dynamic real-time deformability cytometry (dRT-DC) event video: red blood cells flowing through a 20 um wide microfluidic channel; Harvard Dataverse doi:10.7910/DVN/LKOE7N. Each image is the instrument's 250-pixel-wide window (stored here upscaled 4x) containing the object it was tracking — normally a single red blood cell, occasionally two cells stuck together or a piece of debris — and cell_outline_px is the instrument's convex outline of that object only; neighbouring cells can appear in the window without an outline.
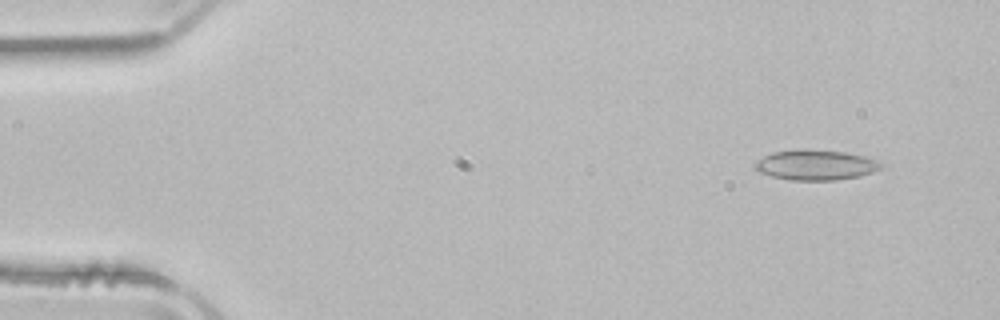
{"species": "common noctule bat (a hibernating species)", "species_latin": "Nyctalus noctula", "temperature_condition": "room temperature", "stored_images_in_passage": 49, "camera_frame_rate_fps": 3000, "um_per_image_px": 0.085, "animal": {"sex": "male", "body_mass_g": 21.5, "forearm_length_mm": 52.0}, "frame": {"image": 1, "passage_image": 2, "time_ms": 0.333, "image_size_px": [1000, 320], "cell_outline_px": [[884, 168], [860, 176], [836, 180], [792, 180], [772, 176], [760, 172], [752, 168], [752, 164], [756, 160], [772, 152], [800, 148], [804, 148], [844, 152], [864, 156], [880, 160], [884, 164]], "centroid_in_image_um": [69.34, 14.01], "position_along_channel_um": 15.7, "area_um2": 22.66}}
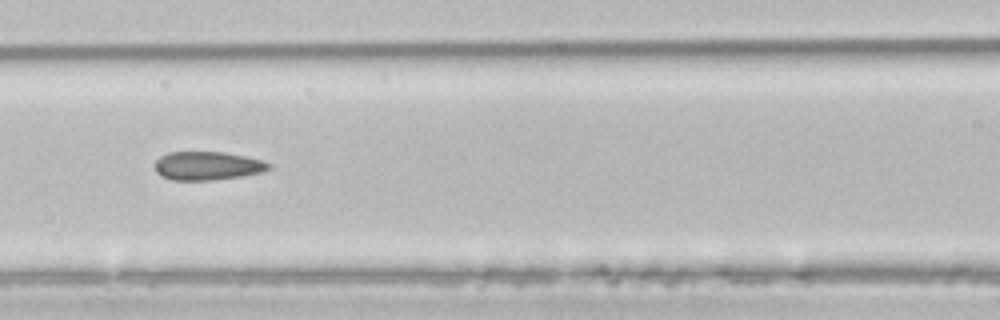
{"frame": {"image": 2, "passage_image": 20, "time_ms": 6.333, "image_size_px": [1000, 320], "cell_outline_px": [[272, 168], [260, 172], [240, 176], [212, 180], [172, 180], [160, 176], [156, 172], [156, 160], [160, 156], [168, 152], [224, 152], [244, 156], [260, 160], [272, 164]], "centroid_in_image_um": [17.61, 14.09], "position_along_channel_um": 149.0, "area_um2": 18.84}}
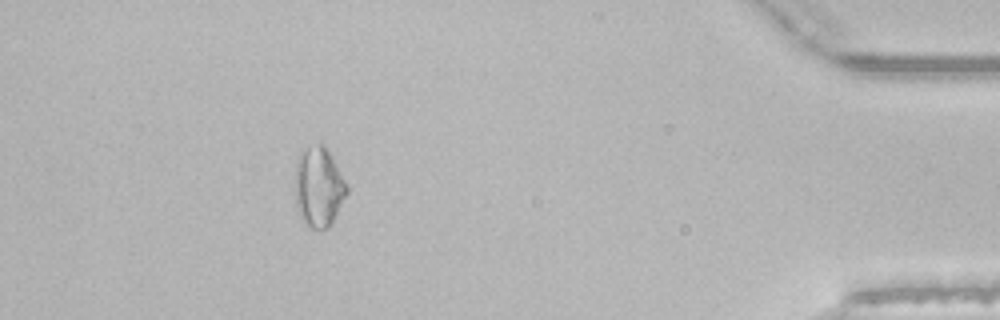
{"frame": {"image": 3, "passage_image": 44, "time_ms": 14.333, "image_size_px": [1000, 320], "cell_outline_px": [[348, 192], [332, 224], [328, 228], [308, 228], [304, 224], [300, 216], [296, 204], [296, 160], [300, 152], [316, 144], [324, 144], [332, 156], [348, 184]], "centroid_in_image_um": [27.11, 15.91], "position_along_channel_um": 408.1, "area_um2": 24.22}, "authors_computed_cell_mechanics": {"area_um2": 20.3456, "velocity_mm_per_s": 3.9414, "shape_relaxation_time_tau1_ms": null, "shape_relaxation_time_tau2_ms": 2.258, "deformation_change_tau1": null, "deformation_change_tau2": 0.0712}}